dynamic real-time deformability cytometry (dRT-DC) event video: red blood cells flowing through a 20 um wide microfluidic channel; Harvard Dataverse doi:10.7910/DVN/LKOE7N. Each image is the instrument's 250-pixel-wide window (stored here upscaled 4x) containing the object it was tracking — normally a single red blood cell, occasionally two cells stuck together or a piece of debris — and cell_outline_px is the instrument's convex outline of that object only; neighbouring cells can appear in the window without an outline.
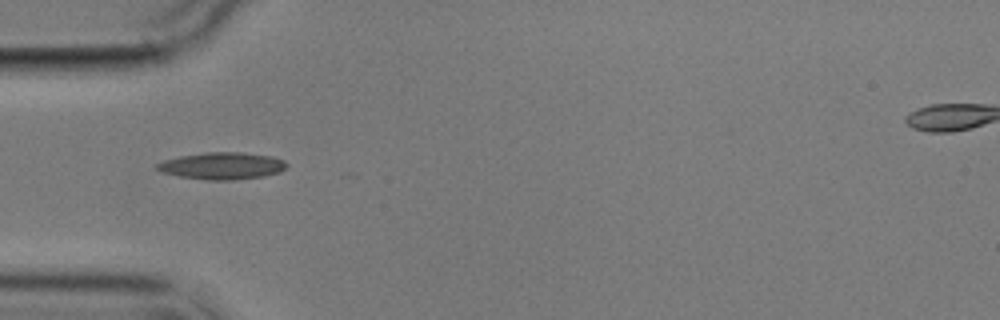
{"species": "common noctule bat (a hibernating species)", "species_latin": "Nyctalus noctula", "temperature_condition": "cold", "stored_images_in_passage": 14, "camera_frame_rate_fps": 3000, "um_per_image_px": 0.085, "animal": {"sex": "male", "body_mass_g": 17.9}, "frame": {"image": 1, "passage_image": 4, "time_ms": 5.0, "image_size_px": [1000, 320], "cell_outline_px": [[288, 164], [280, 172], [264, 176], [232, 180], [208, 180], [180, 176], [160, 172], [156, 168], [156, 164], [164, 160], [180, 156], [204, 152], [244, 152], [272, 156], [284, 160]], "centroid_in_image_um": [18.88, 14.09], "position_along_channel_um": 66.1, "area_um2": 20.46}}
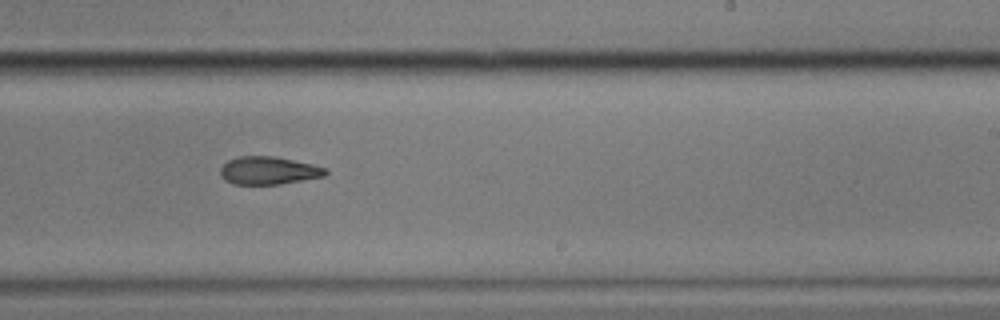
{"frame": {"image": 2, "passage_image": 9, "time_ms": 10.667, "image_size_px": [1000, 320], "cell_outline_px": [[328, 172], [324, 176], [280, 184], [232, 184], [224, 180], [220, 176], [220, 168], [228, 160], [236, 156], [272, 156], [312, 164], [328, 168]], "centroid_in_image_um": [22.8, 14.49], "position_along_channel_um": 266.2, "area_um2": 17.11}}
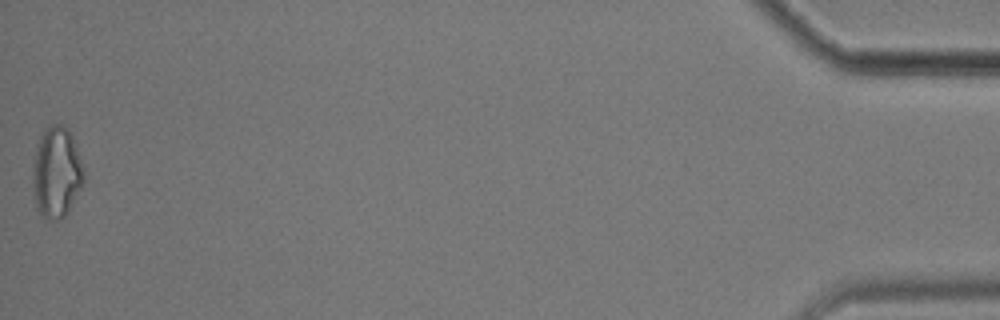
{"frame": {"image": 3, "passage_image": 14, "time_ms": 18.0, "image_size_px": [1000, 320], "cell_outline_px": [[84, 180], [68, 212], [60, 220], [48, 220], [40, 216], [36, 208], [32, 188], [32, 164], [36, 144], [40, 136], [48, 124], [60, 124], [68, 128], [72, 136], [84, 168]], "centroid_in_image_um": [4.76, 14.66], "position_along_channel_um": 430.4, "area_um2": 27.63}, "authors_computed_cell_mechanics": {"area_um2": 17.8024, "velocity_mm_per_s": 3.5244, "shape_relaxation_time_tau1_ms": 5.4439, "shape_relaxation_time_tau2_ms": 3.1673, "deformation_change_tau1": 0.1406, "deformation_change_tau2": 0.109}}